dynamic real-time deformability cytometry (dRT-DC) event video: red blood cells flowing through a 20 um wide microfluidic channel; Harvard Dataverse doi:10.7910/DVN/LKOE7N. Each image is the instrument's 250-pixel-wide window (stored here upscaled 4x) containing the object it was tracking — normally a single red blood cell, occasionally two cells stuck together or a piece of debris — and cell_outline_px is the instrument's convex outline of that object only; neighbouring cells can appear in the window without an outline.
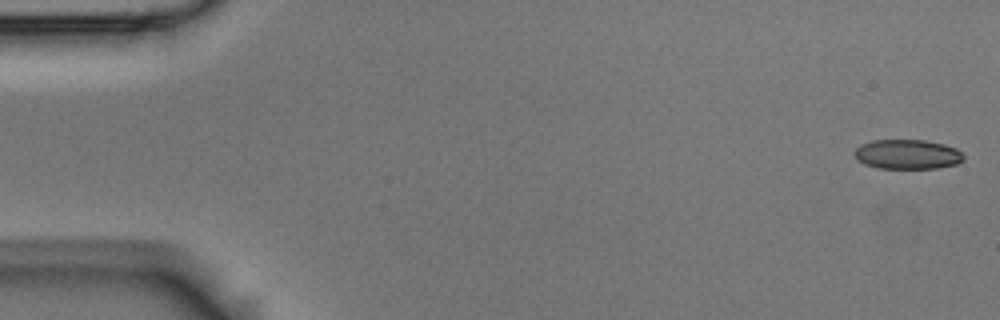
{"species": "Egyptian fruit bat (a non-hibernating species)", "species_latin": "Rousettus aegyptiacus", "temperature_condition": "room temperature", "stored_images_in_passage": 53, "camera_frame_rate_fps": 3000, "um_per_image_px": 0.085, "animal": {"sex": "male"}, "frame": {"image": 1, "passage_image": 1, "time_ms": 0.0, "image_size_px": [1000, 320], "cell_outline_px": [[964, 160], [956, 164], [936, 168], [880, 168], [864, 164], [856, 160], [852, 152], [860, 144], [872, 140], [924, 140], [944, 144], [956, 148], [964, 156]], "centroid_in_image_um": [77.09, 13.11], "position_along_channel_um": 7.9, "area_um2": 18.96}}
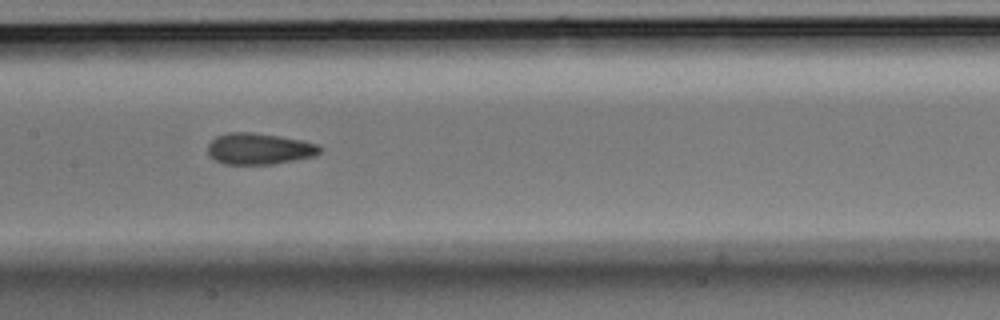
{"frame": {"image": 2, "passage_image": 26, "time_ms": 8.333, "image_size_px": [1000, 320], "cell_outline_px": [[320, 152], [316, 156], [272, 164], [224, 164], [216, 160], [208, 152], [208, 144], [216, 136], [228, 132], [252, 132], [280, 136], [320, 144]], "centroid_in_image_um": [22.04, 12.64], "position_along_channel_um": 185.4, "area_um2": 20.4}}
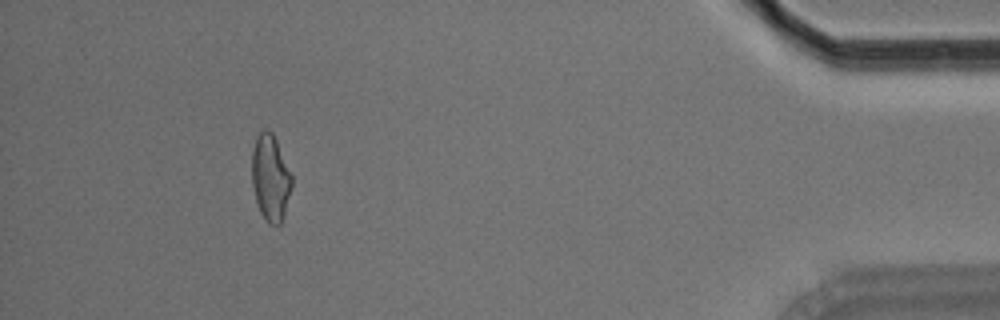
{"frame": {"image": 3, "passage_image": 49, "time_ms": 16.0, "image_size_px": [1000, 320], "cell_outline_px": [[292, 184], [284, 216], [280, 224], [268, 224], [260, 212], [256, 200], [252, 184], [252, 152], [256, 136], [264, 128], [268, 128], [272, 132], [276, 140], [292, 176]], "centroid_in_image_um": [22.98, 15.1], "position_along_channel_um": 412.2, "area_um2": 20.0}, "authors_computed_cell_mechanics": {"area_um2": 20.23, "velocity_mm_per_s": 3.7528, "shape_relaxation_time_tau1_ms": 8.7511, "shape_relaxation_time_tau2_ms": 1.9594, "deformation_change_tau1": 0.1578, "deformation_change_tau2": 0.0958}}